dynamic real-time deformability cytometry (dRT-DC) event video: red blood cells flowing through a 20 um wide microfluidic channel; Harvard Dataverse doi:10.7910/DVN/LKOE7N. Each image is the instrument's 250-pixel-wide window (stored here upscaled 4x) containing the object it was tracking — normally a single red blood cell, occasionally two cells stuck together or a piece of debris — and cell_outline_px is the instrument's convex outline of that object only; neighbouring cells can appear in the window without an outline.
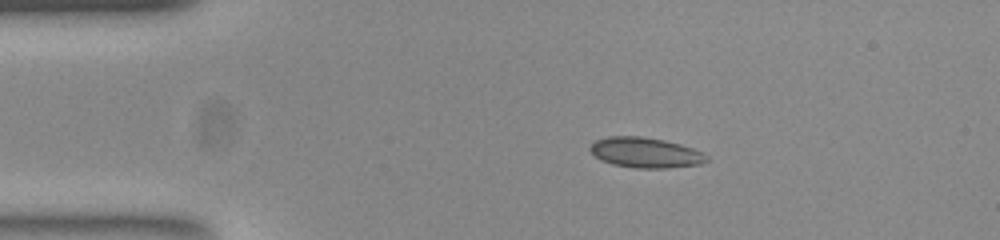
{"species": "common noctule bat (a hibernating species)", "species_latin": "Nyctalus noctula", "temperature_condition": "room temperature", "stored_images_in_passage": 44, "camera_frame_rate_fps": 3000, "um_per_image_px": 0.085, "animal": {"sex": "female", "body_mass_g": 23.0, "forearm_length_mm": 53.4}, "frame": {"image": 1, "passage_image": 1, "time_ms": 0.0, "image_size_px": [1000, 240], "cell_outline_px": [[708, 160], [700, 164], [660, 168], [640, 168], [612, 164], [596, 156], [588, 148], [596, 140], [608, 136], [640, 136], [664, 140], [680, 144], [704, 152], [708, 156]], "centroid_in_image_um": [54.88, 12.96], "position_along_channel_um": 30.1, "area_um2": 20.29}}
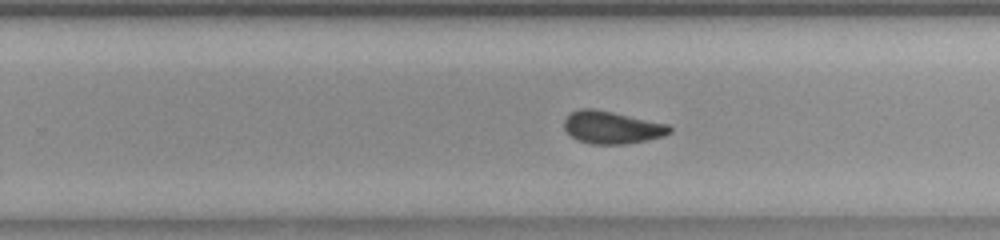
{"frame": {"image": 2, "passage_image": 24, "time_ms": 7.667, "image_size_px": [1000, 240], "cell_outline_px": [[672, 132], [664, 136], [624, 144], [588, 144], [572, 136], [564, 128], [564, 120], [572, 112], [580, 108], [592, 108], [612, 112], [668, 124], [672, 128]], "centroid_in_image_um": [52.02, 10.83], "position_along_channel_um": 277.8, "area_um2": 19.77}}
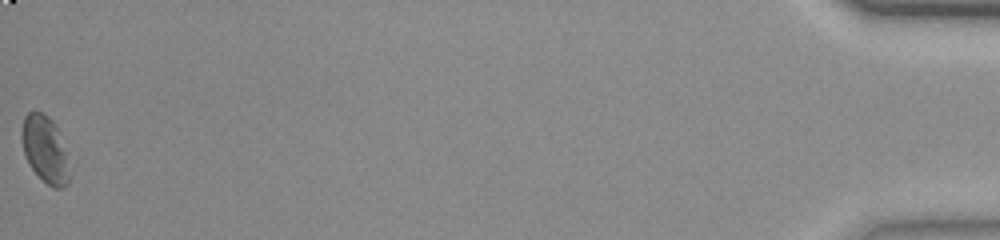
{"frame": {"image": 3, "passage_image": 44, "time_ms": 14.333, "image_size_px": [1000, 240], "cell_outline_px": [[68, 184], [60, 188], [52, 188], [28, 164], [20, 140], [20, 132], [24, 116], [28, 112], [40, 112], [48, 116], [52, 120], [56, 128], [64, 152], [68, 176]], "centroid_in_image_um": [3.74, 12.67], "position_along_channel_um": 431.5, "area_um2": 17.92}, "authors_computed_cell_mechanics": {"area_um2": 19.7676, "velocity_mm_per_s": 3.8606, "shape_relaxation_time_tau1_ms": 7.21, "shape_relaxation_time_tau2_ms": 1.5326, "deformation_change_tau1": 0.1342, "deformation_change_tau2": 0.0564}}